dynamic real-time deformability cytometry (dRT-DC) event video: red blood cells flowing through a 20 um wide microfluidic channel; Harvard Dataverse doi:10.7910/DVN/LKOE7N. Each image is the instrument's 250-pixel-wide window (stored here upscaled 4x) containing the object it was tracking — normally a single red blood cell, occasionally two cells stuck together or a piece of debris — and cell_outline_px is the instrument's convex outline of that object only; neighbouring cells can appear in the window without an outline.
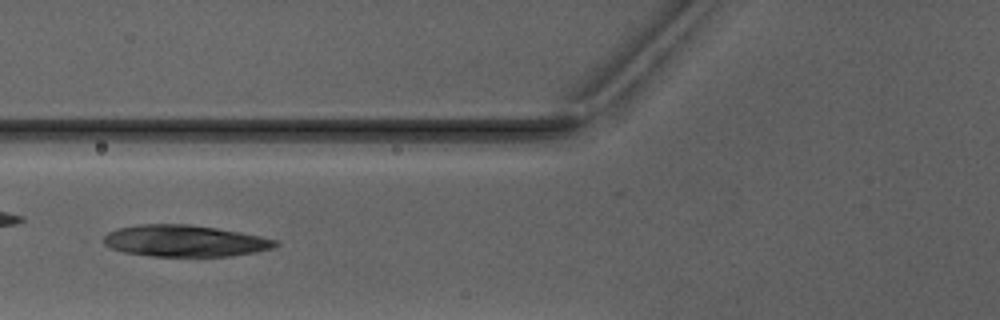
{"species": "Egyptian fruit bat (a non-hibernating species)", "species_latin": "Rousettus aegyptiacus", "temperature_condition": "warm", "stored_images_in_passage": 6, "camera_frame_rate_fps": 3000, "um_per_image_px": 0.085, "animal": {"sex": "male"}, "frame": {"image": 1, "passage_image": 5, "time_ms": 5.667, "image_size_px": [1000, 320], "cell_outline_px": [[280, 244], [272, 248], [256, 252], [232, 256], [152, 256], [124, 252], [112, 248], [104, 244], [104, 236], [108, 232], [120, 228], [140, 224], [188, 224], [216, 228], [240, 232], [280, 240]], "centroid_in_image_um": [15.75, 20.48], "position_along_channel_um": 110.0, "area_um2": 31.56}}
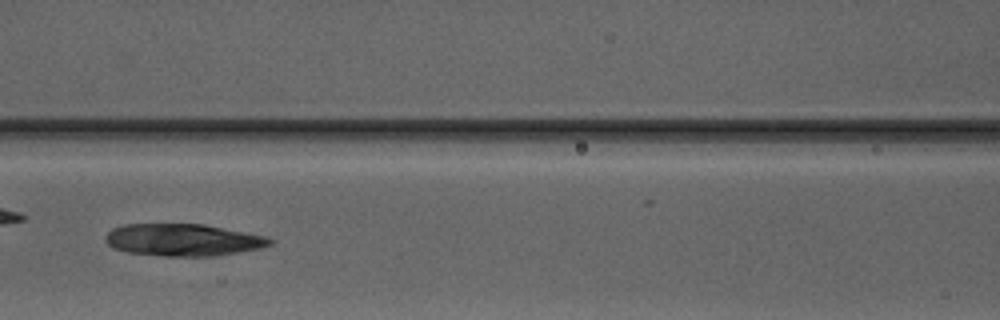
{"frame": {"image": 2, "passage_image": 6, "time_ms": 6.667, "image_size_px": [1000, 320], "cell_outline_px": [[276, 240], [272, 244], [260, 248], [216, 256], [160, 256], [128, 252], [112, 248], [104, 240], [104, 236], [112, 228], [124, 224], [204, 224], [268, 236]], "centroid_in_image_um": [15.57, 20.39], "position_along_channel_um": 151.0, "area_um2": 31.15}}